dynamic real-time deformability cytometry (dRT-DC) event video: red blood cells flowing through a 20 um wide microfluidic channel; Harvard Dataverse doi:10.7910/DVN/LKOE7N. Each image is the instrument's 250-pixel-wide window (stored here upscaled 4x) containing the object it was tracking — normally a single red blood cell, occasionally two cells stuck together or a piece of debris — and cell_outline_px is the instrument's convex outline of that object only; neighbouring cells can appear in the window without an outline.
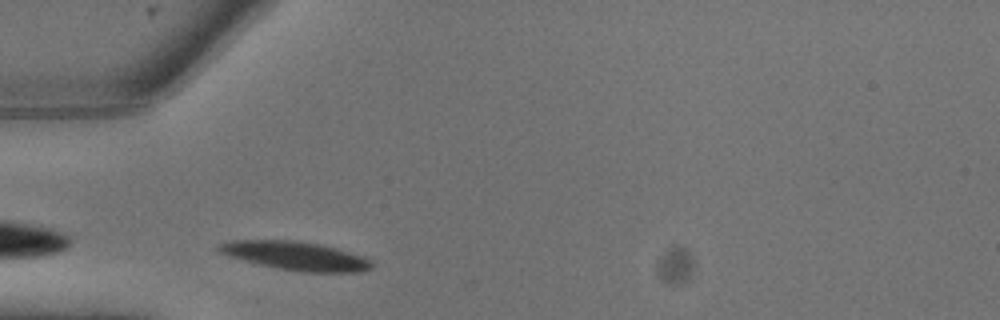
{"species": "common noctule bat (a hibernating species)", "species_latin": "Nyctalus noctula", "temperature_condition": "warm", "stored_images_in_passage": 5, "camera_frame_rate_fps": 3000, "um_per_image_px": 0.085, "animal": {"sex": "male", "body_mass_g": 13.3}, "frame": {"image": 1, "passage_image": 2, "time_ms": 0.333, "image_size_px": [1000, 320], "cell_outline_px": [[372, 268], [360, 272], [304, 272], [276, 268], [228, 256], [220, 252], [216, 248], [216, 244], [228, 240], [292, 240], [320, 244], [336, 248], [364, 256], [372, 260]], "centroid_in_image_um": [25.12, 21.74], "position_along_channel_um": 59.9, "area_um2": 25.61}}
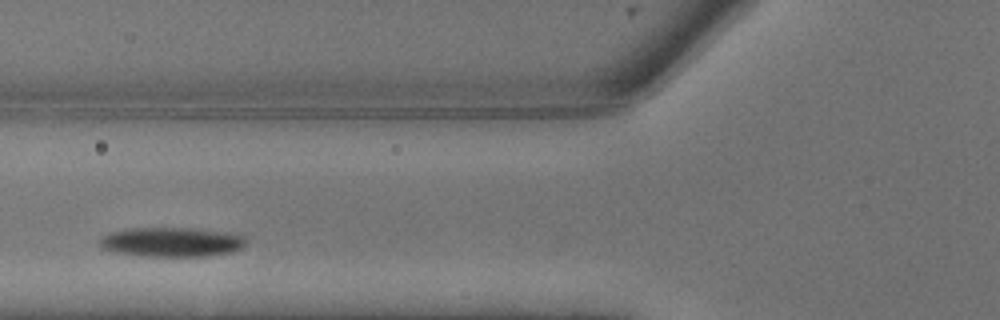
{"frame": {"image": 2, "passage_image": 4, "time_ms": 1.0, "image_size_px": [1000, 320], "cell_outline_px": [[248, 240], [240, 248], [228, 252], [208, 256], [140, 256], [112, 252], [100, 248], [96, 244], [104, 236], [112, 232], [132, 228], [196, 228], [228, 232], [244, 236]], "centroid_in_image_um": [14.55, 20.57], "position_along_channel_um": 111.2, "area_um2": 25.26}}